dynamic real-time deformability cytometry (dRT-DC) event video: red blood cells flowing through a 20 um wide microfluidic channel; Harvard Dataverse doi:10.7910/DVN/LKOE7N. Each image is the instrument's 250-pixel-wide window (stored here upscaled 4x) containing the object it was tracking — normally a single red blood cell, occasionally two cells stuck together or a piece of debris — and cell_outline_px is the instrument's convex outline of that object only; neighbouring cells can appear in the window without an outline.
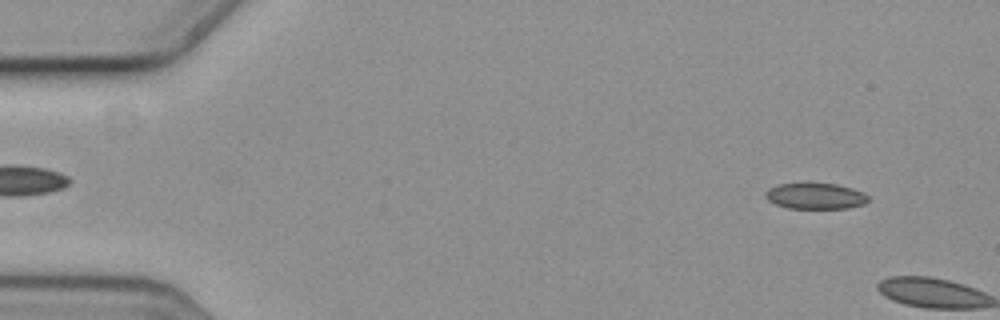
{"species": "common noctule bat (a hibernating species)", "species_latin": "Nyctalus noctula", "temperature_condition": "cold", "stored_images_in_passage": 7, "camera_frame_rate_fps": 3000, "um_per_image_px": 0.085, "animal": {"sex": "female", "body_mass_g": 19.3, "forearm_length_mm": 54.1}, "frame": {"image": 1, "passage_image": 6, "time_ms": 1.667, "image_size_px": [1000, 320], "cell_outline_px": [[868, 200], [864, 204], [848, 208], [788, 208], [776, 204], [768, 200], [764, 196], [764, 192], [768, 188], [780, 184], [808, 180], [836, 184], [852, 188], [864, 192], [868, 196]], "centroid_in_image_um": [69.27, 16.61], "position_along_channel_um": 15.7, "area_um2": 16.24}}